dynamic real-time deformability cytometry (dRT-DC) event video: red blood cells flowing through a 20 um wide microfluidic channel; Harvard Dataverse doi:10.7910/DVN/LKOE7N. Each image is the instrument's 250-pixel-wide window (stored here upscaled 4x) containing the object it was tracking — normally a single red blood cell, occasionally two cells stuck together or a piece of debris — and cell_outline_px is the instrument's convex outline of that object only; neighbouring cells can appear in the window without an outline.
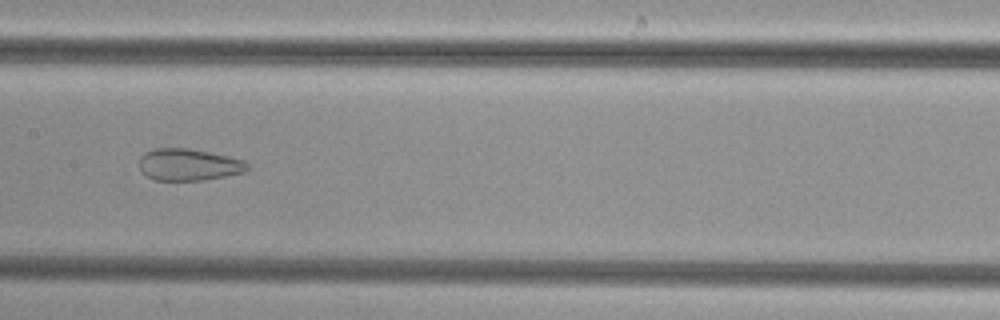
{"species": "common noctule bat (a hibernating species)", "species_latin": "Nyctalus noctula", "temperature_condition": "cold", "stored_images_in_passage": 37, "camera_frame_rate_fps": 3000, "um_per_image_px": 0.085, "animal": {"sex": "female", "body_mass_g": 29.2, "forearm_length_mm": 56.3}, "frame": {"image": 1, "passage_image": 12, "time_ms": 3.667, "image_size_px": [1000, 320], "cell_outline_px": [[248, 168], [244, 172], [204, 180], [156, 180], [140, 172], [140, 156], [144, 152], [156, 148], [188, 148], [228, 156], [244, 160], [248, 164]], "centroid_in_image_um": [16.01, 13.99], "position_along_channel_um": 191.4, "area_um2": 20.0}}
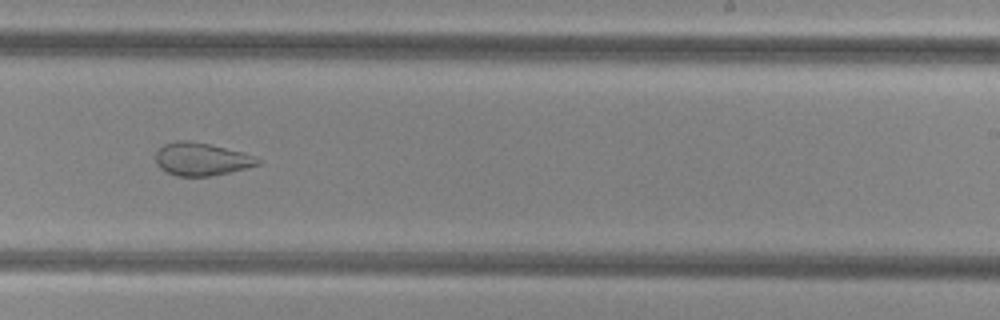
{"frame": {"image": 2, "passage_image": 18, "time_ms": 5.667, "image_size_px": [1000, 320], "cell_outline_px": [[264, 160], [260, 164], [228, 172], [208, 176], [176, 176], [160, 168], [156, 164], [156, 152], [164, 144], [176, 140], [188, 140], [208, 144], [256, 156]], "centroid_in_image_um": [17.11, 13.52], "position_along_channel_um": 271.9, "area_um2": 19.36}}
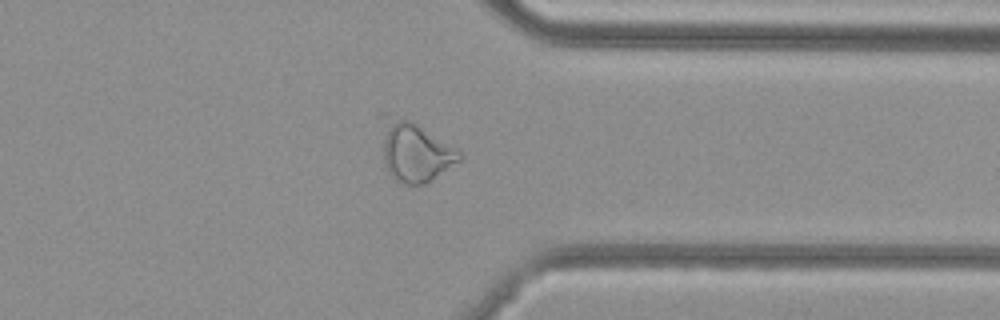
{"frame": {"image": 3, "passage_image": 26, "time_ms": 8.333, "image_size_px": [1000, 320], "cell_outline_px": [[464, 156], [460, 160], [432, 180], [424, 184], [408, 184], [396, 180], [388, 172], [384, 164], [384, 140], [392, 120], [408, 120], [416, 124], [456, 148]], "centroid_in_image_um": [35.41, 13.05], "position_along_channel_um": 376.0, "area_um2": 25.03}}